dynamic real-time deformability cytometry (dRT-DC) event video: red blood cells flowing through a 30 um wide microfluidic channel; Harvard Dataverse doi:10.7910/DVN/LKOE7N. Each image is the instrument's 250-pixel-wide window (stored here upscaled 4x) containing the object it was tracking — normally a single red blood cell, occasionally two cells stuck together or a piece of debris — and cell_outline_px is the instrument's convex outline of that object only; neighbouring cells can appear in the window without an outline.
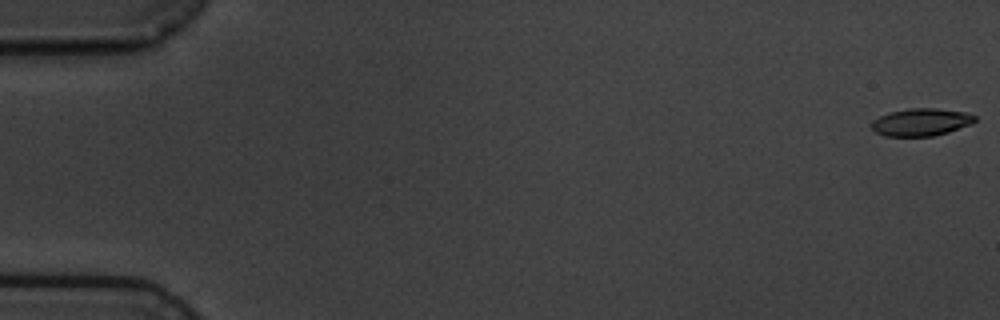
{"species": "common noctule bat (a hibernating species)", "species_latin": "Nyctalus noctula", "temperature_condition": "cold", "stored_images_in_passage": 5, "camera_frame_rate_fps": 3000, "um_per_image_px": 0.085, "animal": {"sex": "male", "body_mass_g": 19.5, "forearm_length_mm": 54.6}, "frame": {"image": 1, "passage_image": 1, "time_ms": 0.0, "image_size_px": [1000, 320], "cell_outline_px": [[976, 120], [972, 124], [948, 132], [932, 136], [884, 136], [876, 132], [872, 128], [872, 120], [888, 112], [912, 108], [936, 108], [968, 112], [976, 116]], "centroid_in_image_um": [78.32, 10.37], "position_along_channel_um": 6.7, "area_um2": 16.65}}
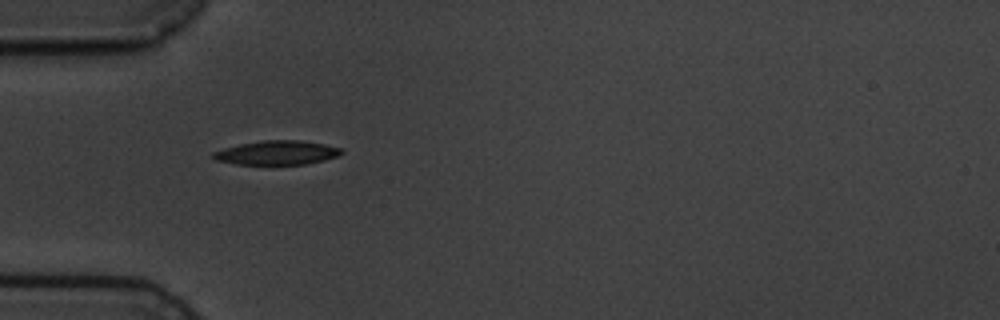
{"frame": {"image": 2, "passage_image": 5, "time_ms": 5.667, "image_size_px": [1000, 320], "cell_outline_px": [[344, 152], [340, 156], [324, 160], [304, 164], [236, 164], [216, 160], [212, 156], [212, 152], [224, 148], [240, 144], [264, 140], [300, 140], [324, 144], [340, 148]], "centroid_in_image_um": [23.56, 12.98], "position_along_channel_um": 61.4, "area_um2": 17.92}}